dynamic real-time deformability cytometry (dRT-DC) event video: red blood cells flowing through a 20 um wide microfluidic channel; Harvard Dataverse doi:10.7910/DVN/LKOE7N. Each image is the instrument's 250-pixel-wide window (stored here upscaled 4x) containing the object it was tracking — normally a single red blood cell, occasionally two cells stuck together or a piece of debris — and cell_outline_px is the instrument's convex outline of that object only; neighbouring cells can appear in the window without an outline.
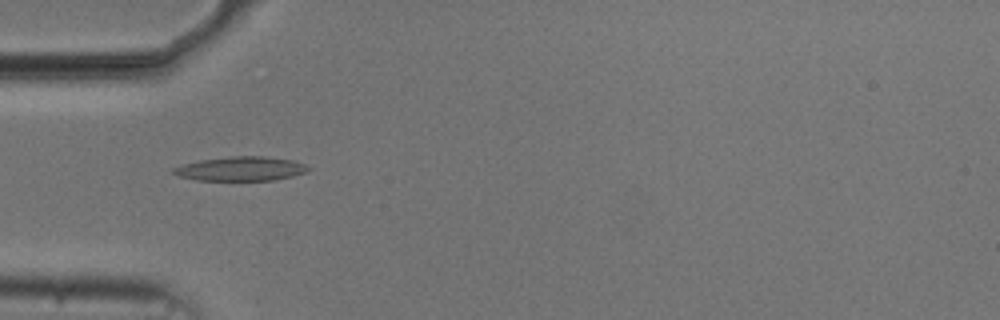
{"species": "common noctule bat (a hibernating species)", "species_latin": "Nyctalus noctula", "temperature_condition": "cold", "stored_images_in_passage": 38, "camera_frame_rate_fps": 3000, "um_per_image_px": 0.085, "animal": {"sex": "male", "body_mass_g": 20.5, "forearm_length_mm": 52.5}, "frame": {"image": 1, "passage_image": 1, "time_ms": 0.0, "image_size_px": [1000, 320], "cell_outline_px": [[312, 168], [308, 172], [292, 176], [272, 180], [196, 180], [180, 176], [172, 172], [172, 168], [184, 164], [200, 160], [232, 156], [264, 156], [292, 160], [304, 164]], "centroid_in_image_um": [20.5, 14.34], "position_along_channel_um": 64.5, "area_um2": 18.9}}
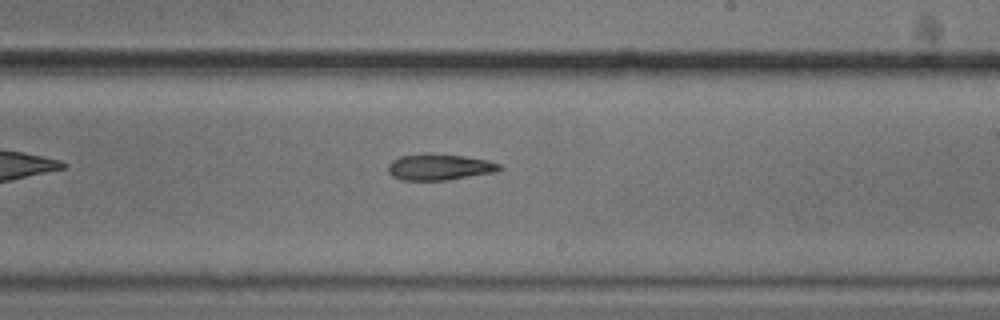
{"frame": {"image": 2, "passage_image": 16, "time_ms": 5.0, "image_size_px": [1000, 320], "cell_outline_px": [[504, 168], [496, 172], [448, 180], [400, 180], [392, 176], [388, 172], [388, 164], [392, 160], [400, 156], [424, 152], [428, 152], [464, 156], [488, 160], [500, 164]], "centroid_in_image_um": [37.34, 14.18], "position_along_channel_um": 251.7, "area_um2": 17.4}}
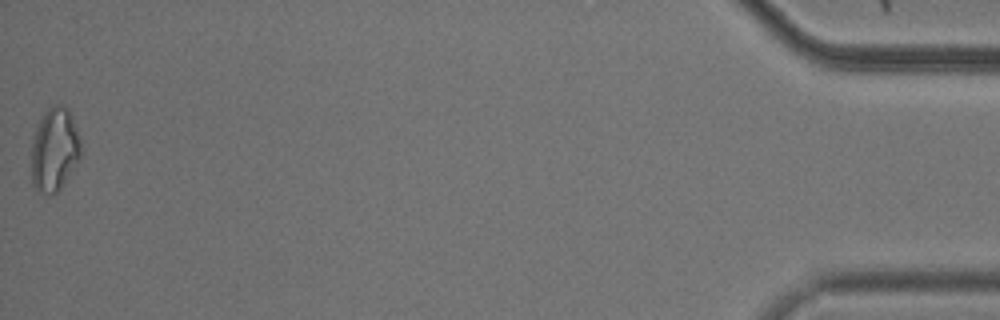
{"frame": {"image": 3, "passage_image": 38, "time_ms": 12.333, "image_size_px": [1000, 320], "cell_outline_px": [[80, 160], [60, 188], [56, 192], [36, 192], [32, 184], [32, 136], [40, 120], [48, 108], [52, 104], [64, 104], [68, 108], [72, 116], [80, 136]], "centroid_in_image_um": [4.64, 12.68], "position_along_channel_um": 430.6, "area_um2": 24.16}}